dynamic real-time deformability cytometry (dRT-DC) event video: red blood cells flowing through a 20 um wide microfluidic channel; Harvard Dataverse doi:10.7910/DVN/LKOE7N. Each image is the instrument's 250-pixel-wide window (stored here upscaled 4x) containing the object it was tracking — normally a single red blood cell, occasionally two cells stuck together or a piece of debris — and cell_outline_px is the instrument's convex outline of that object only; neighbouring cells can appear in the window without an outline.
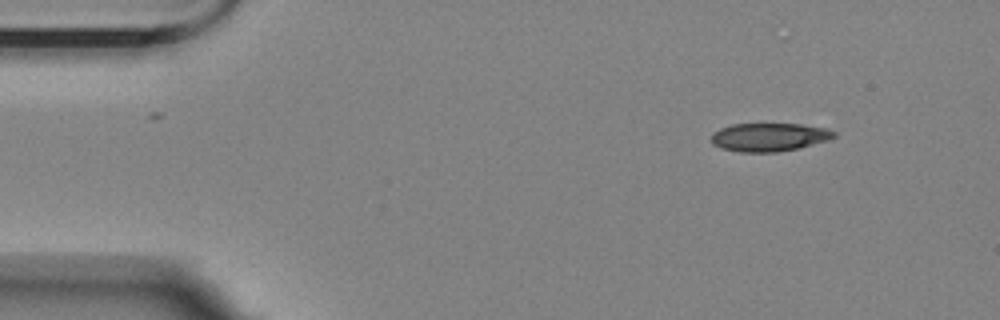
{"species": "Egyptian fruit bat (a non-hibernating species)", "species_latin": "Rousettus aegyptiacus", "temperature_condition": "room temperature", "stored_images_in_passage": 8, "camera_frame_rate_fps": 3000, "um_per_image_px": 0.085, "animal": {"sex": "female"}, "frame": {"image": 1, "passage_image": 1, "time_ms": 0.0, "image_size_px": [1000, 320], "cell_outline_px": [[836, 136], [828, 140], [800, 148], [776, 152], [740, 152], [720, 148], [712, 144], [712, 132], [720, 128], [732, 124], [800, 124], [824, 128], [836, 132]], "centroid_in_image_um": [65.36, 11.66], "position_along_channel_um": 19.6, "area_um2": 20.29}}
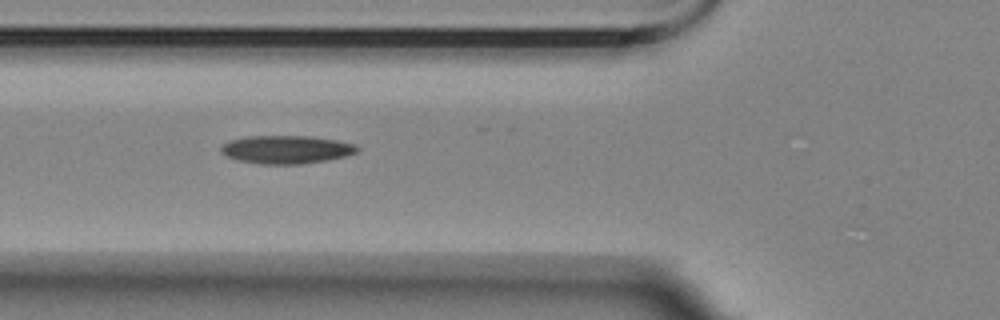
{"frame": {"image": 2, "passage_image": 5, "time_ms": 4.667, "image_size_px": [1000, 320], "cell_outline_px": [[360, 148], [356, 152], [344, 156], [328, 160], [300, 164], [260, 164], [236, 160], [228, 156], [220, 148], [224, 144], [232, 140], [248, 136], [312, 136], [336, 140], [356, 144]], "centroid_in_image_um": [24.38, 12.71], "position_along_channel_um": 101.4, "area_um2": 22.2}}
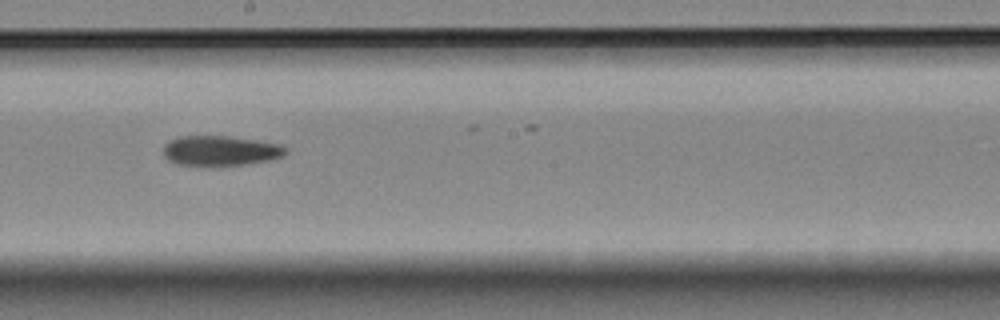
{"frame": {"image": 3, "passage_image": 8, "time_ms": 8.333, "image_size_px": [1000, 320], "cell_outline_px": [[284, 152], [280, 156], [268, 160], [244, 164], [176, 164], [168, 160], [164, 156], [164, 144], [180, 136], [224, 136], [256, 140], [280, 144], [284, 148]], "centroid_in_image_um": [18.68, 12.79], "position_along_channel_um": 229.5, "area_um2": 20.58}}